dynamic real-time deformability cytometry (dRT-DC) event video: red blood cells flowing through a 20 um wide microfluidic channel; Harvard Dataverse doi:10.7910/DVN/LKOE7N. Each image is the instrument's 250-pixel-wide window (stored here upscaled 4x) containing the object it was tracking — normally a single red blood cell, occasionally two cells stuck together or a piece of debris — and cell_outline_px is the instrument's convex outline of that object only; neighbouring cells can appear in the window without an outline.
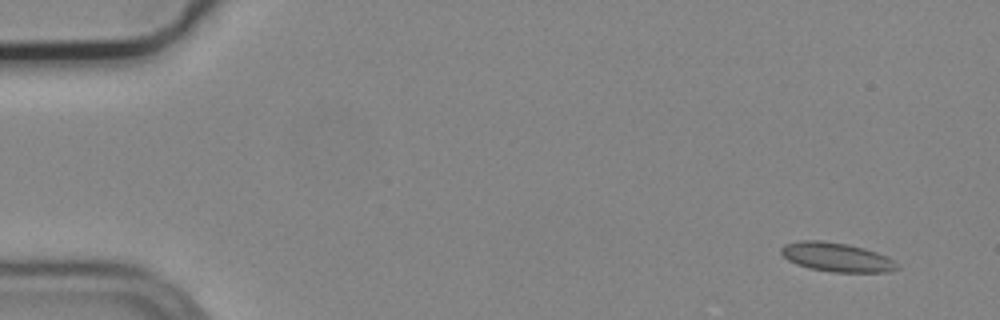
{"species": "common noctule bat (a hibernating species)", "species_latin": "Nyctalus noctula", "temperature_condition": "cold", "stored_images_in_passage": 5, "camera_frame_rate_fps": 3000, "um_per_image_px": 0.085, "animal": {"sex": "male", "body_mass_g": 19.2, "forearm_length_mm": 51.8}, "frame": {"image": 1, "passage_image": 1, "time_ms": 0.0, "image_size_px": [1000, 320], "cell_outline_px": [[900, 268], [888, 272], [832, 272], [808, 268], [796, 264], [788, 260], [780, 252], [780, 248], [784, 244], [800, 240], [820, 240], [848, 244], [864, 248], [876, 252], [896, 260]], "centroid_in_image_um": [71.12, 21.86], "position_along_channel_um": 13.9, "area_um2": 19.83}}
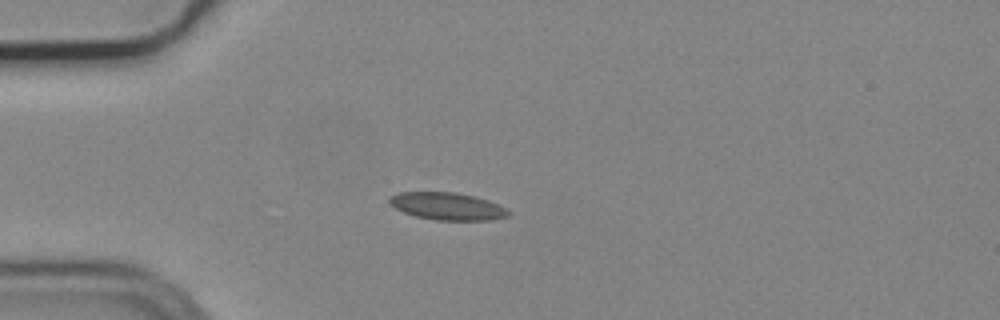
{"frame": {"image": 2, "passage_image": 4, "time_ms": 1.0, "image_size_px": [1000, 320], "cell_outline_px": [[512, 212], [508, 216], [488, 220], [436, 220], [416, 216], [404, 212], [388, 204], [388, 196], [396, 192], [456, 192], [476, 196], [488, 200]], "centroid_in_image_um": [37.98, 17.51], "position_along_channel_um": 47.0, "area_um2": 19.07}}
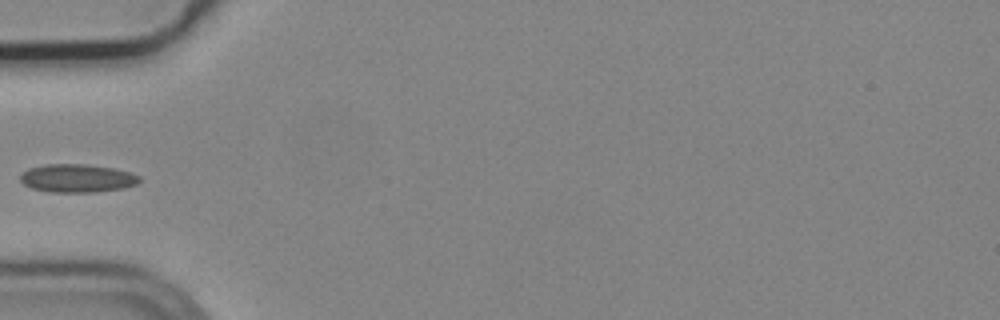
{"frame": {"image": 3, "passage_image": 5, "time_ms": 1.333, "image_size_px": [1000, 320], "cell_outline_px": [[140, 180], [136, 184], [124, 188], [92, 192], [48, 192], [32, 188], [24, 184], [20, 180], [20, 176], [28, 168], [44, 164], [88, 164], [116, 168], [140, 176]], "centroid_in_image_um": [6.55, 15.14], "position_along_channel_um": 78.4, "area_um2": 19.65}}